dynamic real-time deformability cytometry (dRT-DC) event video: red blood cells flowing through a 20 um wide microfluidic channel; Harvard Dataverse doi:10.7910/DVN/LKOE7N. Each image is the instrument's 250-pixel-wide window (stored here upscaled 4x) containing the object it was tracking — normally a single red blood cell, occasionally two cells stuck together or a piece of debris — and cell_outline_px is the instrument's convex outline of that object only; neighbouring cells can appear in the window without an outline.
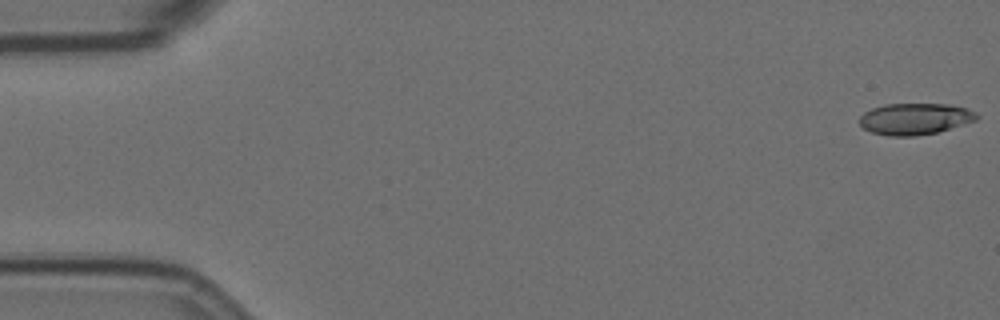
{"species": "Egyptian fruit bat (a non-hibernating species)", "species_latin": "Rousettus aegyptiacus", "temperature_condition": "room temperature", "stored_images_in_passage": 57, "camera_frame_rate_fps": 3000, "um_per_image_px": 0.085, "animal": {"sex": "female"}, "frame": {"image": 1, "passage_image": 1, "time_ms": 0.0, "image_size_px": [1000, 320], "cell_outline_px": [[980, 116], [976, 120], [936, 132], [916, 136], [888, 136], [872, 132], [864, 128], [860, 124], [860, 116], [864, 112], [872, 108], [884, 104], [948, 104], [968, 108], [976, 112]], "centroid_in_image_um": [77.77, 10.09], "position_along_channel_um": 7.2, "area_um2": 21.44}}
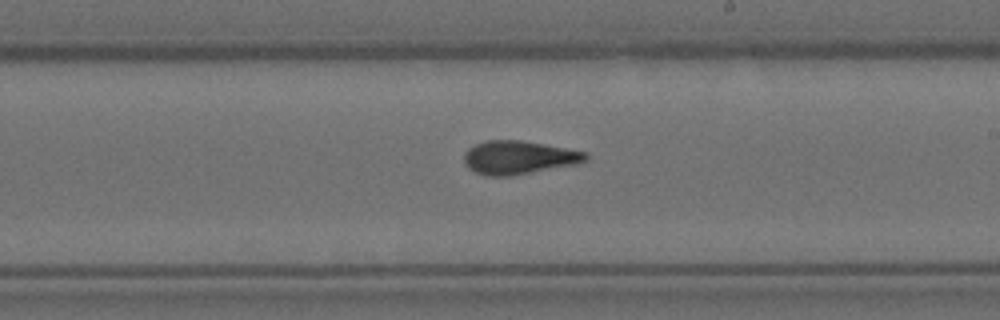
{"frame": {"image": 2, "passage_image": 33, "time_ms": 10.667, "image_size_px": [1000, 320], "cell_outline_px": [[588, 160], [576, 164], [508, 176], [484, 176], [468, 168], [464, 164], [464, 152], [468, 148], [484, 140], [520, 140], [544, 144], [588, 152]], "centroid_in_image_um": [44.06, 13.38], "position_along_channel_um": 244.9, "area_um2": 23.7}}
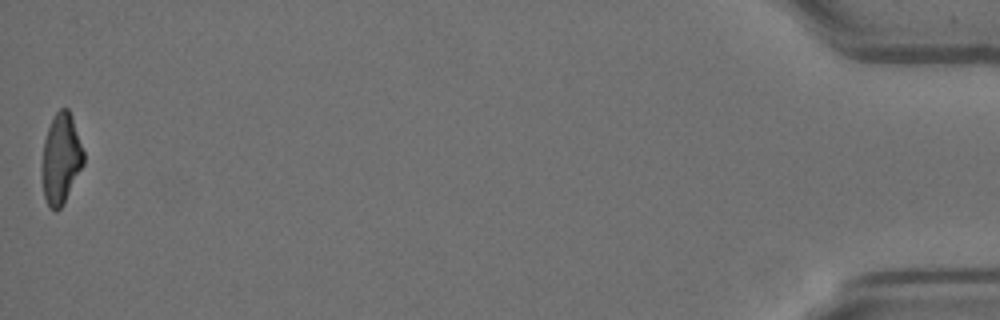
{"frame": {"image": 3, "passage_image": 57, "time_ms": 18.667, "image_size_px": [1000, 320], "cell_outline_px": [[84, 164], [60, 208], [56, 212], [48, 204], [44, 196], [44, 140], [48, 128], [56, 112], [60, 108], [68, 108], [72, 116], [84, 152]], "centroid_in_image_um": [5.22, 13.44], "position_along_channel_um": 430.0, "area_um2": 21.04}, "authors_computed_cell_mechanics": {"area_um2": 22.7732, "velocity_mm_per_s": 3.5531, "shape_relaxation_time_tau1_ms": null, "shape_relaxation_time_tau2_ms": 2.6113, "deformation_change_tau1": null, "deformation_change_tau2": 0.1045}}